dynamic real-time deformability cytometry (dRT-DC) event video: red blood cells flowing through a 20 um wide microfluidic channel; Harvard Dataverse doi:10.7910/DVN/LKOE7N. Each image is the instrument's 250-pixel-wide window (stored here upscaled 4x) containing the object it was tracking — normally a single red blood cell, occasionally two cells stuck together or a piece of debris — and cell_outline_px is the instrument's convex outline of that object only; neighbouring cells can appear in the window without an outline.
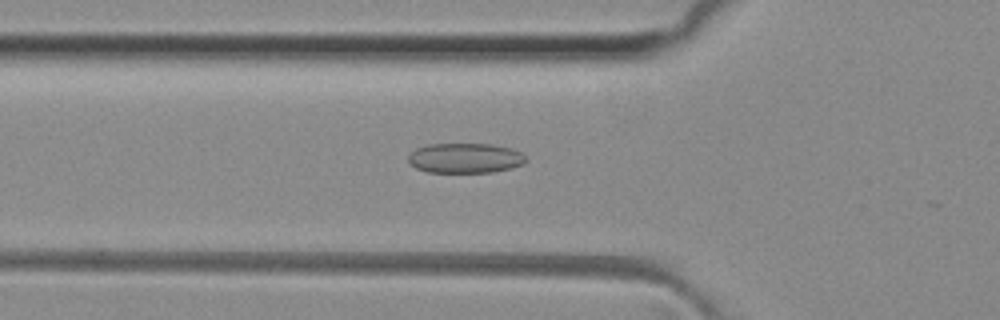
{"species": "common noctule bat (a hibernating species)", "species_latin": "Nyctalus noctula", "temperature_condition": "room temperature", "stored_images_in_passage": 39, "camera_frame_rate_fps": 3000, "um_per_image_px": 0.085, "animal": {"sex": "female", "body_mass_g": 29.2, "forearm_length_mm": 56.3}, "frame": {"image": 1, "passage_image": 10, "time_ms": 3.0, "image_size_px": [1000, 320], "cell_outline_px": [[528, 160], [524, 164], [512, 168], [492, 172], [428, 172], [416, 168], [408, 164], [408, 156], [416, 148], [428, 144], [492, 144], [512, 148], [520, 152]], "centroid_in_image_um": [39.54, 13.44], "position_along_channel_um": 86.3, "area_um2": 20.69}}
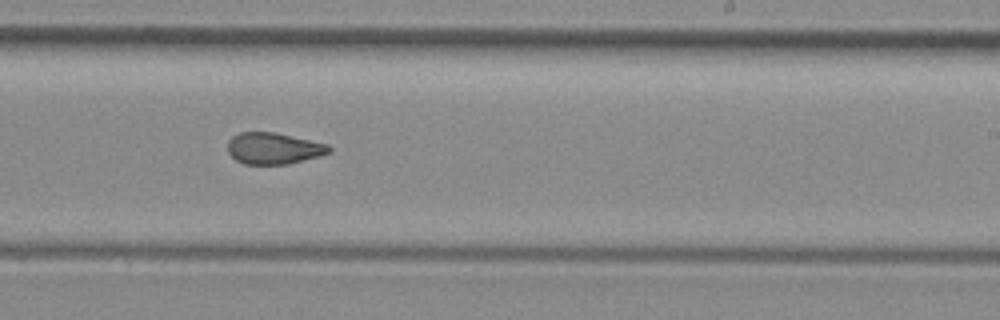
{"frame": {"image": 2, "passage_image": 23, "time_ms": 7.333, "image_size_px": [1000, 320], "cell_outline_px": [[332, 152], [320, 156], [288, 164], [244, 164], [236, 160], [228, 152], [228, 140], [232, 136], [240, 132], [276, 132], [328, 144], [332, 148]], "centroid_in_image_um": [23.28, 12.61], "position_along_channel_um": 265.7, "area_um2": 18.73}}
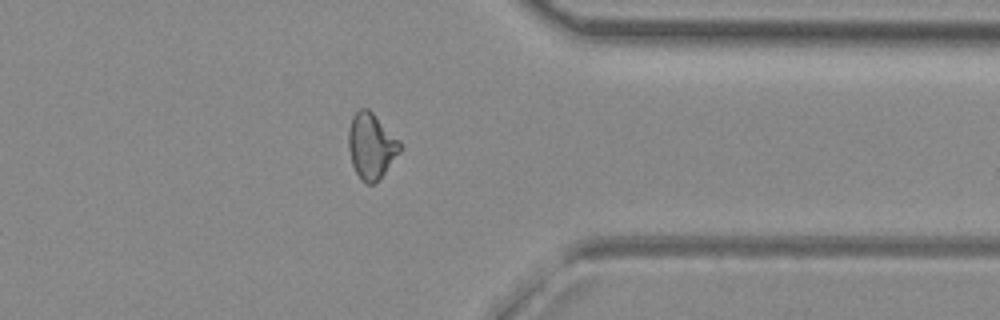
{"frame": {"image": 3, "passage_image": 32, "time_ms": 10.333, "image_size_px": [1000, 320], "cell_outline_px": [[400, 152], [384, 172], [372, 184], [368, 184], [360, 180], [352, 164], [348, 148], [348, 132], [352, 116], [360, 108], [368, 108], [400, 140]], "centroid_in_image_um": [31.53, 12.38], "position_along_channel_um": 379.9, "area_um2": 19.48}, "authors_computed_cell_mechanics": {"area_um2": 19.4786, "velocity_mm_per_s": 4.1263, "shape_relaxation_time_tau1_ms": null, "shape_relaxation_time_tau2_ms": 1.9216, "deformation_change_tau1": null, "deformation_change_tau2": 0.0899}}